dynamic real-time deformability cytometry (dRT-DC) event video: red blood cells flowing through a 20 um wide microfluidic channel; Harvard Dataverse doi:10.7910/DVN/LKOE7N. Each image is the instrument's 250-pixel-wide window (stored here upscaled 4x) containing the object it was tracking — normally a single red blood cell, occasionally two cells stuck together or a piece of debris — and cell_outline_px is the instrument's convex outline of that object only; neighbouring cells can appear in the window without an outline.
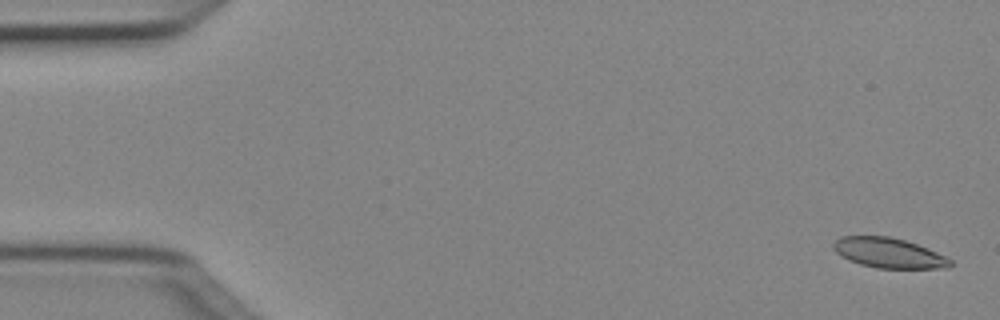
{"species": "Egyptian fruit bat (a non-hibernating species)", "species_latin": "Rousettus aegyptiacus", "temperature_condition": "cold", "stored_images_in_passage": 51, "camera_frame_rate_fps": 3000, "um_per_image_px": 0.085, "animal": {"sex": "female"}, "frame": {"image": 1, "passage_image": 2, "time_ms": 0.333, "image_size_px": [1000, 320], "cell_outline_px": [[952, 264], [948, 268], [876, 268], [860, 264], [848, 260], [836, 252], [832, 248], [832, 244], [840, 236], [888, 236], [904, 240], [928, 248], [952, 260]], "centroid_in_image_um": [75.52, 21.5], "position_along_channel_um": 9.5, "area_um2": 20.4}}
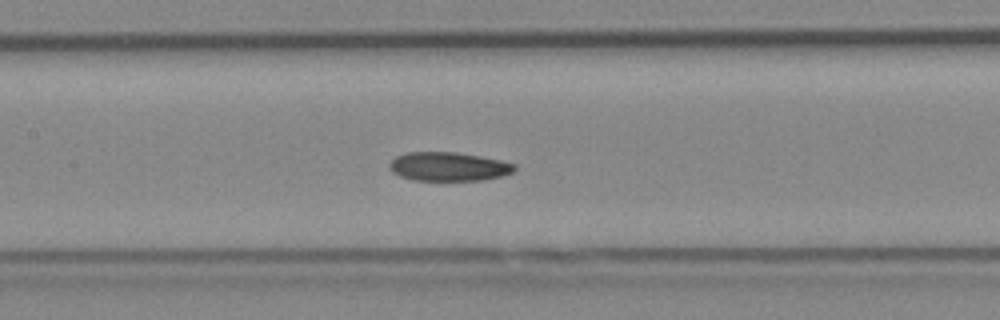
{"frame": {"image": 2, "passage_image": 24, "time_ms": 7.667, "image_size_px": [1000, 320], "cell_outline_px": [[516, 168], [512, 172], [500, 176], [480, 180], [412, 180], [400, 176], [392, 172], [388, 164], [396, 156], [408, 152], [452, 152], [480, 156], [500, 160], [516, 164]], "centroid_in_image_um": [38.1, 14.15], "position_along_channel_um": 169.3, "area_um2": 20.87}}
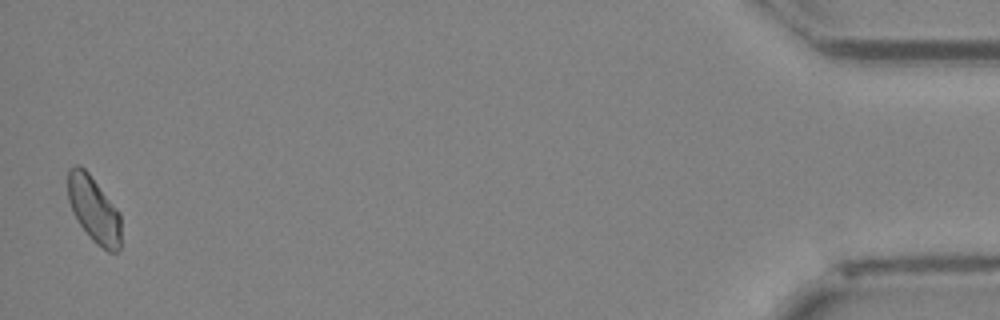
{"frame": {"image": 3, "passage_image": 50, "time_ms": 16.333, "image_size_px": [1000, 320], "cell_outline_px": [[120, 248], [116, 252], [108, 252], [96, 244], [88, 236], [80, 224], [68, 200], [68, 168], [76, 164], [80, 164], [88, 172], [120, 212]], "centroid_in_image_um": [7.98, 17.79], "position_along_channel_um": 427.2, "area_um2": 20.4}}